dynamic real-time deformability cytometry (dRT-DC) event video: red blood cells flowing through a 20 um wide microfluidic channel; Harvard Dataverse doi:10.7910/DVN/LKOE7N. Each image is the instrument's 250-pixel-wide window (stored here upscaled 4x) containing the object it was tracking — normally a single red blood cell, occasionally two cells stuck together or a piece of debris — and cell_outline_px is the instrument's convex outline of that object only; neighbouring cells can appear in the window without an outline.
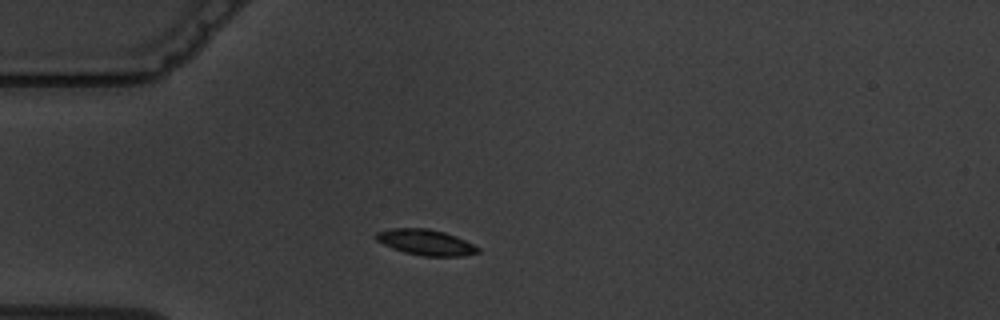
{"species": "common noctule bat (a hibernating species)", "species_latin": "Nyctalus noctula", "temperature_condition": "warm", "stored_images_in_passage": 1, "camera_frame_rate_fps": 3000, "um_per_image_px": 0.085, "animal": {"sex": "male", "body_mass_g": 19.5, "forearm_length_mm": 54.6}, "frame": {"image": 1, "passage_image": 1, "time_ms": 0.0, "image_size_px": [1000, 320], "cell_outline_px": [[480, 252], [464, 256], [424, 256], [404, 252], [392, 248], [376, 240], [372, 236], [376, 232], [392, 228], [428, 228], [444, 232], [456, 236], [480, 248]], "centroid_in_image_um": [36.17, 20.59], "position_along_channel_um": 48.8, "area_um2": 15.32}}